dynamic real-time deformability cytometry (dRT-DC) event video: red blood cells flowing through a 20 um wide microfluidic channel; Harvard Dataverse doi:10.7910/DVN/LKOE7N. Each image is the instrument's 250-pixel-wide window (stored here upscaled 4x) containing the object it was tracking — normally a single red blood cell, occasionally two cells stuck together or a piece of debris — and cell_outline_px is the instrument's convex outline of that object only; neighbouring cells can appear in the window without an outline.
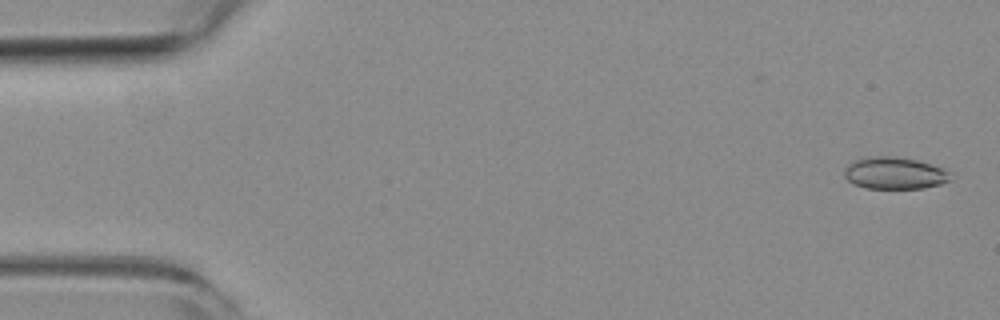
{"species": "common noctule bat (a hibernating species)", "species_latin": "Nyctalus noctula", "temperature_condition": "room temperature", "stored_images_in_passage": 30, "camera_frame_rate_fps": 3000, "um_per_image_px": 0.085, "animal": {"sex": "female", "body_mass_g": 19.3, "forearm_length_mm": 54.1}, "frame": {"image": 1, "passage_image": 1, "time_ms": 0.0, "image_size_px": [1000, 320], "cell_outline_px": [[952, 180], [940, 184], [924, 188], [868, 188], [852, 184], [844, 176], [844, 168], [848, 164], [864, 156], [892, 156], [916, 160], [940, 168], [948, 172]], "centroid_in_image_um": [75.98, 14.72], "position_along_channel_um": 9.0, "area_um2": 19.65}}
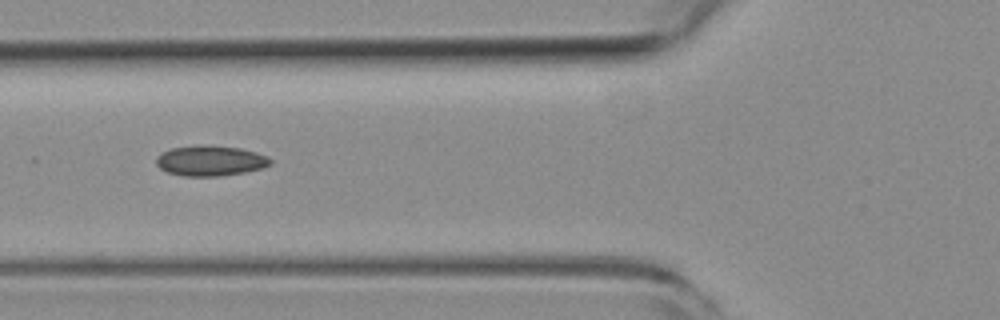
{"frame": {"image": 2, "passage_image": 19, "time_ms": 6.0, "image_size_px": [1000, 320], "cell_outline_px": [[272, 164], [264, 168], [244, 172], [220, 176], [184, 176], [168, 172], [160, 168], [156, 164], [156, 156], [172, 148], [200, 144], [208, 144], [240, 148], [256, 152], [268, 156], [272, 160]], "centroid_in_image_um": [17.91, 13.65], "position_along_channel_um": 107.9, "area_um2": 20.4}}
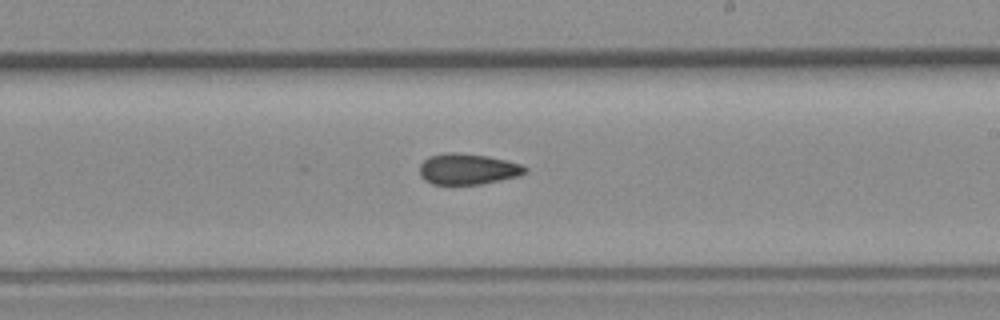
{"frame": {"image": 3, "passage_image": 30, "time_ms": 9.667, "image_size_px": [1000, 320], "cell_outline_px": [[528, 172], [520, 176], [484, 184], [432, 184], [424, 180], [420, 176], [420, 164], [428, 156], [448, 152], [456, 152], [488, 156], [508, 160], [520, 164], [528, 168]], "centroid_in_image_um": [39.79, 14.37], "position_along_channel_um": 249.2, "area_um2": 19.31}}